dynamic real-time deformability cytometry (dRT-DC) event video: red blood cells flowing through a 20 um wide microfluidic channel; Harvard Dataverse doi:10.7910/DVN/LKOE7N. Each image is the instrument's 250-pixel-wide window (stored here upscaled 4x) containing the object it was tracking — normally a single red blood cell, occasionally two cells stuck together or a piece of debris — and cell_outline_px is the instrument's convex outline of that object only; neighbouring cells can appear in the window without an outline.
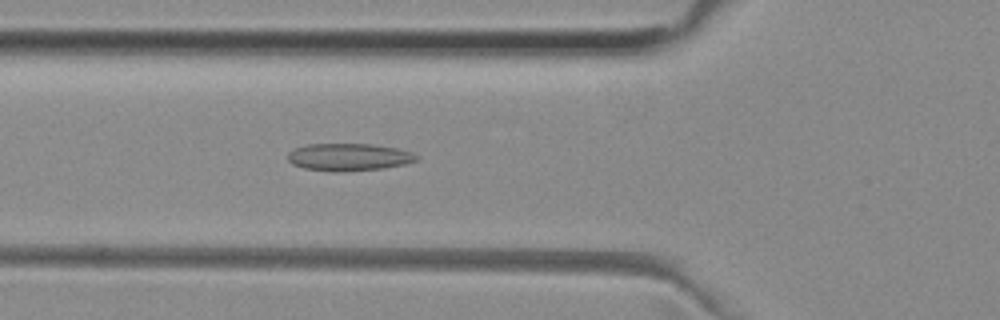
{"species": "common noctule bat (a hibernating species)", "species_latin": "Nyctalus noctula", "temperature_condition": "room temperature", "stored_images_in_passage": 21, "camera_frame_rate_fps": 3000, "um_per_image_px": 0.085, "animal": {"sex": "female", "body_mass_g": 29.2, "forearm_length_mm": 56.3}, "frame": {"image": 1, "passage_image": 7, "time_ms": 2.0, "image_size_px": [1000, 320], "cell_outline_px": [[420, 156], [416, 160], [404, 164], [384, 168], [336, 172], [332, 172], [304, 168], [292, 164], [288, 160], [288, 152], [296, 148], [308, 144], [372, 144], [400, 148], [412, 152]], "centroid_in_image_um": [29.67, 13.35], "position_along_channel_um": 96.1, "area_um2": 20.63}}
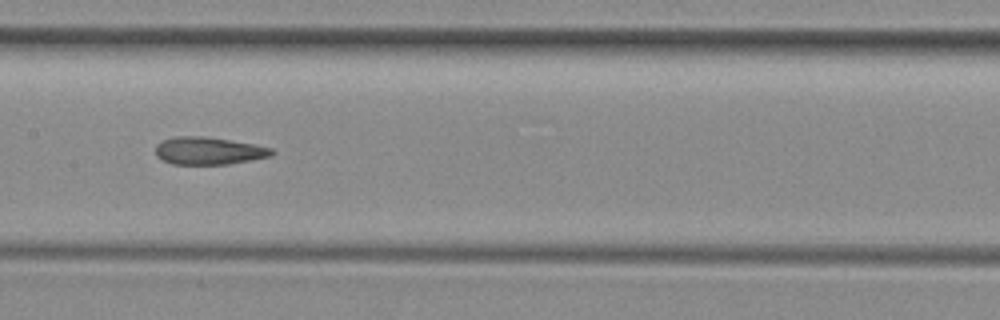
{"frame": {"image": 2, "passage_image": 14, "time_ms": 4.333, "image_size_px": [1000, 320], "cell_outline_px": [[276, 152], [272, 156], [228, 164], [172, 164], [160, 160], [156, 156], [156, 144], [164, 140], [176, 136], [204, 136], [256, 144], [272, 148]], "centroid_in_image_um": [17.74, 12.82], "position_along_channel_um": 189.7, "area_um2": 18.79}}
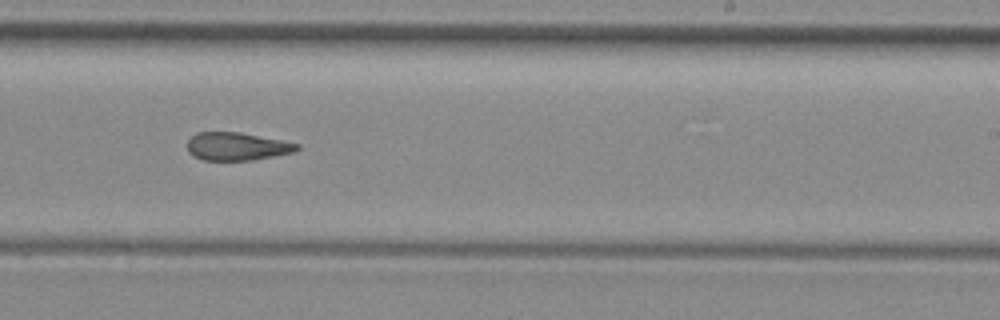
{"frame": {"image": 3, "passage_image": 20, "time_ms": 6.333, "image_size_px": [1000, 320], "cell_outline_px": [[300, 148], [296, 152], [252, 160], [204, 160], [192, 156], [188, 152], [188, 140], [196, 132], [240, 132], [300, 144]], "centroid_in_image_um": [20.14, 12.45], "position_along_channel_um": 268.9, "area_um2": 17.92}}